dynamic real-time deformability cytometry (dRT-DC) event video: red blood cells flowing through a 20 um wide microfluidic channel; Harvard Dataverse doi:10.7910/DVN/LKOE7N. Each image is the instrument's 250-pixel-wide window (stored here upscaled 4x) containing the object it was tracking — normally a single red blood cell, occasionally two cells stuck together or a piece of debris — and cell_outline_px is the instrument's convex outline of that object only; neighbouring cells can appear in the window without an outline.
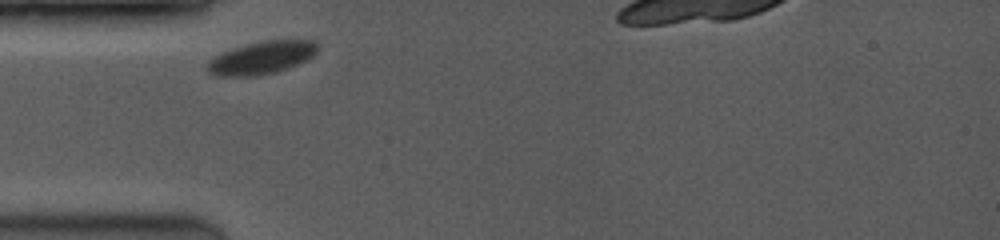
{"species": "common noctule bat (a hibernating species)", "species_latin": "Nyctalus noctula", "temperature_condition": "room temperature", "stored_images_in_passage": 16, "camera_frame_rate_fps": 3500, "um_per_image_px": 0.085, "animal": {"sex": "female", "body_mass_g": 19.0, "forearm_length_mm": 53.3}, "frame": {"image": 1, "passage_image": 1, "time_ms": 0.0, "image_size_px": [1000, 240], "cell_outline_px": [[320, 48], [308, 60], [276, 72], [256, 76], [220, 76], [208, 72], [208, 64], [220, 52], [248, 44], [268, 40], [316, 40], [320, 44]], "centroid_in_image_um": [22.32, 4.9], "position_along_channel_um": 62.7, "area_um2": 20.92}}
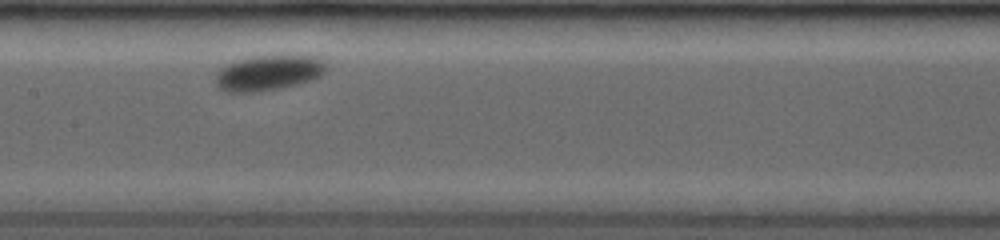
{"frame": {"image": 2, "passage_image": 7, "time_ms": 3.429, "image_size_px": [1000, 240], "cell_outline_px": [[328, 68], [320, 76], [312, 80], [280, 88], [252, 92], [228, 92], [220, 88], [216, 84], [216, 76], [220, 68], [228, 64], [252, 56], [296, 52], [328, 60]], "centroid_in_image_um": [22.94, 6.13], "position_along_channel_um": 184.5, "area_um2": 23.52}}
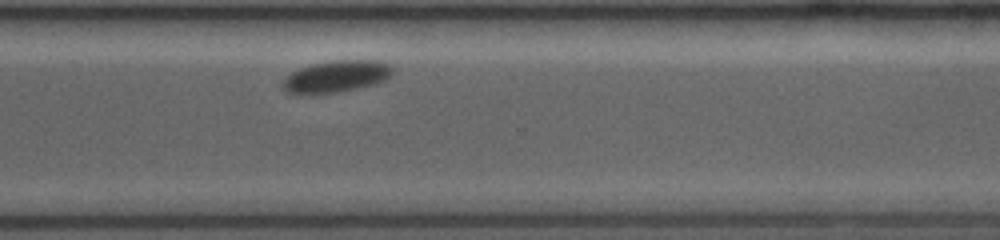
{"frame": {"image": 3, "passage_image": 15, "time_ms": 7.714, "image_size_px": [1000, 240], "cell_outline_px": [[396, 72], [384, 80], [376, 84], [336, 92], [308, 96], [284, 92], [280, 84], [292, 72], [300, 68], [312, 64], [332, 60], [380, 60], [396, 68]], "centroid_in_image_um": [28.58, 6.51], "position_along_channel_um": 342.0, "area_um2": 20.92}}